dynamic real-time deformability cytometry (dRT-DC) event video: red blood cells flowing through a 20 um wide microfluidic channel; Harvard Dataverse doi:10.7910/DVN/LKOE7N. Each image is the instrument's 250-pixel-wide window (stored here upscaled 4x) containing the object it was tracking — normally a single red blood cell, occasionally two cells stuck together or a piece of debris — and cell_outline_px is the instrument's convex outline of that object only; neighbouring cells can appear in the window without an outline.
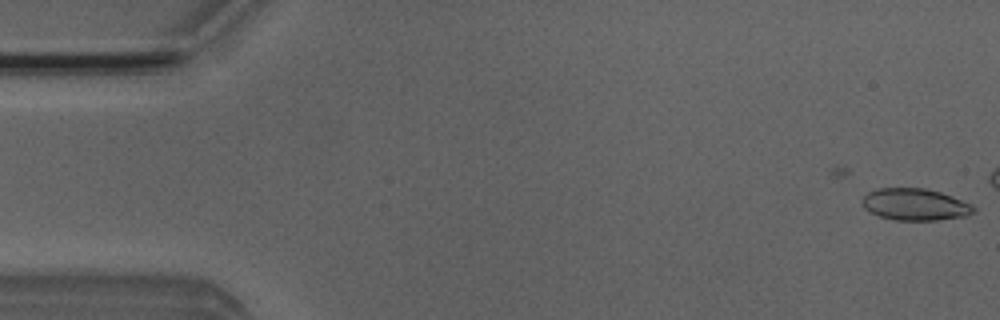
{"species": "Egyptian fruit bat (a non-hibernating species)", "species_latin": "Rousettus aegyptiacus", "temperature_condition": "room temperature", "stored_images_in_passage": 6, "camera_frame_rate_fps": 3000, "um_per_image_px": 0.085, "animal": {"sex": "male"}, "frame": {"image": 1, "passage_image": 2, "time_ms": 1.333, "image_size_px": [1000, 320], "cell_outline_px": [[976, 212], [964, 216], [936, 220], [896, 220], [880, 216], [864, 208], [860, 200], [868, 192], [876, 188], [924, 188], [940, 192], [952, 196], [972, 204], [976, 208]], "centroid_in_image_um": [77.78, 17.37], "position_along_channel_um": 7.2, "area_um2": 20.69}}